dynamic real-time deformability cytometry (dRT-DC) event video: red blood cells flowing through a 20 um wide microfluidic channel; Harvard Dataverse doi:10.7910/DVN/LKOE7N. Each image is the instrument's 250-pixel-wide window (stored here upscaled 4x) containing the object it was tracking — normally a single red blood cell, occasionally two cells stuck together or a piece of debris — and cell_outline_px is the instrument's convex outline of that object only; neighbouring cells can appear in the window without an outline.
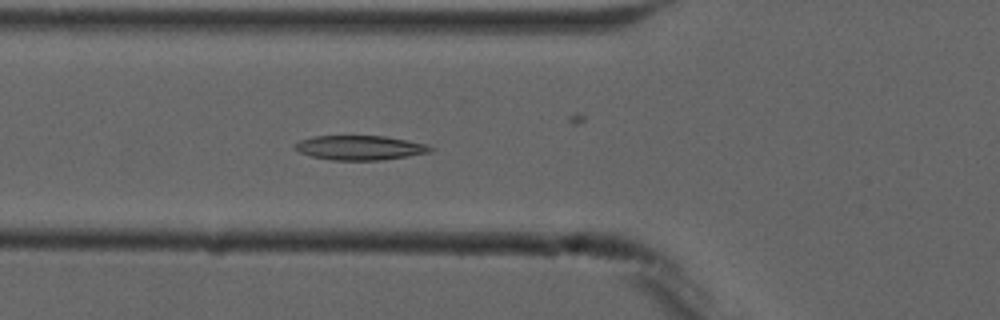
{"species": "common noctule bat (a hibernating species)", "species_latin": "Nyctalus noctula", "temperature_condition": "cold", "stored_images_in_passage": 7, "camera_frame_rate_fps": 3000, "um_per_image_px": 0.085, "animal": {"sex": "male", "forearm_length_mm": 52.5}, "frame": {"image": 1, "passage_image": 7, "time_ms": 7.0, "image_size_px": [1000, 320], "cell_outline_px": [[436, 148], [432, 152], [408, 156], [380, 160], [332, 160], [312, 156], [300, 152], [292, 148], [292, 144], [300, 140], [316, 136], [384, 136], [428, 144]], "centroid_in_image_um": [30.61, 12.55], "position_along_channel_um": 95.2, "area_um2": 19.42}}